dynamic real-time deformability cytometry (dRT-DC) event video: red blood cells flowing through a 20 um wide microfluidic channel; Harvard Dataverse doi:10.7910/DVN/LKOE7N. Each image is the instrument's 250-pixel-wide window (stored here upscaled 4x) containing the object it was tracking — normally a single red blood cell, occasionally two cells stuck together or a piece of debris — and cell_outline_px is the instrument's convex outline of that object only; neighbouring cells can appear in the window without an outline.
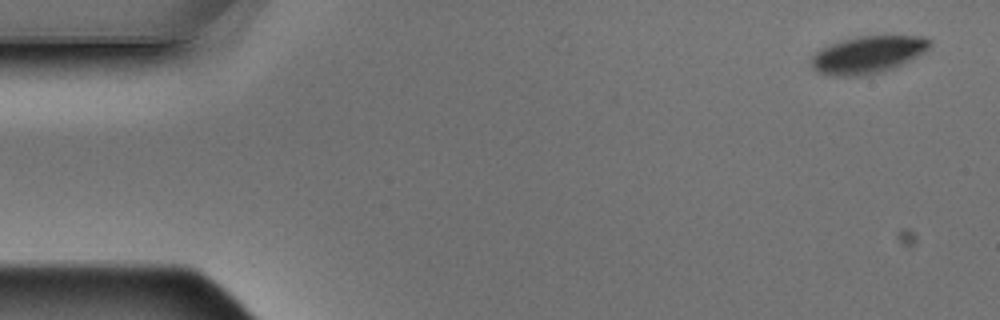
{"species": "Egyptian fruit bat (a non-hibernating species)", "species_latin": "Rousettus aegyptiacus", "temperature_condition": "warm", "stored_images_in_passage": 5, "camera_frame_rate_fps": 3000, "um_per_image_px": 0.085, "animal": {"sex": "male"}, "frame": {"image": 1, "passage_image": 1, "time_ms": 0.0, "image_size_px": [1000, 320], "cell_outline_px": [[932, 44], [924, 52], [884, 72], [868, 76], [832, 76], [816, 72], [812, 68], [812, 56], [820, 48], [856, 36], [924, 36], [932, 40]], "centroid_in_image_um": [73.75, 4.66], "position_along_channel_um": 11.2, "area_um2": 25.78}}
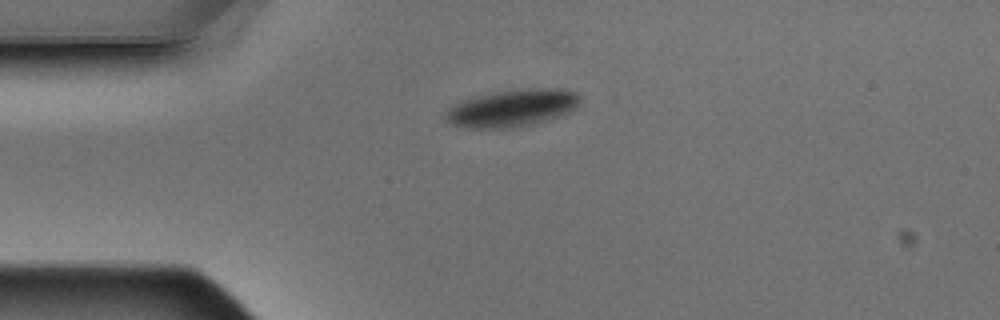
{"frame": {"image": 2, "passage_image": 4, "time_ms": 1.0, "image_size_px": [1000, 320], "cell_outline_px": [[580, 100], [576, 108], [568, 112], [548, 120], [520, 128], [464, 128], [452, 124], [444, 116], [448, 108], [460, 100], [496, 92], [528, 88], [556, 88], [576, 92], [580, 96]], "centroid_in_image_um": [43.54, 9.2], "position_along_channel_um": 41.5, "area_um2": 29.3}}